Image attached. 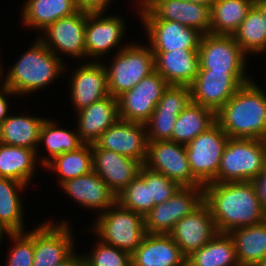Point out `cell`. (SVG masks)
Returning <instances> with one entry per match:
<instances>
[{
    "instance_id": "40",
    "label": "cell",
    "mask_w": 266,
    "mask_h": 266,
    "mask_svg": "<svg viewBox=\"0 0 266 266\" xmlns=\"http://www.w3.org/2000/svg\"><path fill=\"white\" fill-rule=\"evenodd\" d=\"M12 239L6 266H32L34 257V229L30 232L8 233Z\"/></svg>"
},
{
    "instance_id": "44",
    "label": "cell",
    "mask_w": 266,
    "mask_h": 266,
    "mask_svg": "<svg viewBox=\"0 0 266 266\" xmlns=\"http://www.w3.org/2000/svg\"><path fill=\"white\" fill-rule=\"evenodd\" d=\"M17 96L10 88L6 87V78L0 86V126L2 122L9 116L8 101L6 96Z\"/></svg>"
},
{
    "instance_id": "42",
    "label": "cell",
    "mask_w": 266,
    "mask_h": 266,
    "mask_svg": "<svg viewBox=\"0 0 266 266\" xmlns=\"http://www.w3.org/2000/svg\"><path fill=\"white\" fill-rule=\"evenodd\" d=\"M76 7L85 12H106L112 0H74Z\"/></svg>"
},
{
    "instance_id": "16",
    "label": "cell",
    "mask_w": 266,
    "mask_h": 266,
    "mask_svg": "<svg viewBox=\"0 0 266 266\" xmlns=\"http://www.w3.org/2000/svg\"><path fill=\"white\" fill-rule=\"evenodd\" d=\"M190 102L189 86L169 85L164 90L150 119L145 123L148 141H171L177 117Z\"/></svg>"
},
{
    "instance_id": "31",
    "label": "cell",
    "mask_w": 266,
    "mask_h": 266,
    "mask_svg": "<svg viewBox=\"0 0 266 266\" xmlns=\"http://www.w3.org/2000/svg\"><path fill=\"white\" fill-rule=\"evenodd\" d=\"M216 123V113L202 105L190 102L174 124L171 141L187 145L200 133Z\"/></svg>"
},
{
    "instance_id": "28",
    "label": "cell",
    "mask_w": 266,
    "mask_h": 266,
    "mask_svg": "<svg viewBox=\"0 0 266 266\" xmlns=\"http://www.w3.org/2000/svg\"><path fill=\"white\" fill-rule=\"evenodd\" d=\"M46 118L9 115L0 126V142L37 151L40 131Z\"/></svg>"
},
{
    "instance_id": "45",
    "label": "cell",
    "mask_w": 266,
    "mask_h": 266,
    "mask_svg": "<svg viewBox=\"0 0 266 266\" xmlns=\"http://www.w3.org/2000/svg\"><path fill=\"white\" fill-rule=\"evenodd\" d=\"M55 266H84V256L75 254V250H73L65 259Z\"/></svg>"
},
{
    "instance_id": "34",
    "label": "cell",
    "mask_w": 266,
    "mask_h": 266,
    "mask_svg": "<svg viewBox=\"0 0 266 266\" xmlns=\"http://www.w3.org/2000/svg\"><path fill=\"white\" fill-rule=\"evenodd\" d=\"M26 187L15 179L0 177V225L9 233L25 232L19 192Z\"/></svg>"
},
{
    "instance_id": "4",
    "label": "cell",
    "mask_w": 266,
    "mask_h": 266,
    "mask_svg": "<svg viewBox=\"0 0 266 266\" xmlns=\"http://www.w3.org/2000/svg\"><path fill=\"white\" fill-rule=\"evenodd\" d=\"M266 165V140L229 138L213 182L253 181Z\"/></svg>"
},
{
    "instance_id": "14",
    "label": "cell",
    "mask_w": 266,
    "mask_h": 266,
    "mask_svg": "<svg viewBox=\"0 0 266 266\" xmlns=\"http://www.w3.org/2000/svg\"><path fill=\"white\" fill-rule=\"evenodd\" d=\"M86 19L87 12L78 10L76 13L62 17L50 24L42 31V35L45 36L39 38L56 56H59L60 51L61 54H70L74 58H86Z\"/></svg>"
},
{
    "instance_id": "13",
    "label": "cell",
    "mask_w": 266,
    "mask_h": 266,
    "mask_svg": "<svg viewBox=\"0 0 266 266\" xmlns=\"http://www.w3.org/2000/svg\"><path fill=\"white\" fill-rule=\"evenodd\" d=\"M199 71L246 72L247 54L234 36L202 35L199 48Z\"/></svg>"
},
{
    "instance_id": "49",
    "label": "cell",
    "mask_w": 266,
    "mask_h": 266,
    "mask_svg": "<svg viewBox=\"0 0 266 266\" xmlns=\"http://www.w3.org/2000/svg\"><path fill=\"white\" fill-rule=\"evenodd\" d=\"M252 266H266V259H264V260L261 261V262H258V263H256V264H254V265H252Z\"/></svg>"
},
{
    "instance_id": "46",
    "label": "cell",
    "mask_w": 266,
    "mask_h": 266,
    "mask_svg": "<svg viewBox=\"0 0 266 266\" xmlns=\"http://www.w3.org/2000/svg\"><path fill=\"white\" fill-rule=\"evenodd\" d=\"M254 6L261 12L266 24V0H256Z\"/></svg>"
},
{
    "instance_id": "5",
    "label": "cell",
    "mask_w": 266,
    "mask_h": 266,
    "mask_svg": "<svg viewBox=\"0 0 266 266\" xmlns=\"http://www.w3.org/2000/svg\"><path fill=\"white\" fill-rule=\"evenodd\" d=\"M93 229L102 242L132 254L146 235L144 216L118 202L98 213Z\"/></svg>"
},
{
    "instance_id": "23",
    "label": "cell",
    "mask_w": 266,
    "mask_h": 266,
    "mask_svg": "<svg viewBox=\"0 0 266 266\" xmlns=\"http://www.w3.org/2000/svg\"><path fill=\"white\" fill-rule=\"evenodd\" d=\"M60 188L85 208L105 212L117 202V197L109 186L92 171L88 174L66 180Z\"/></svg>"
},
{
    "instance_id": "51",
    "label": "cell",
    "mask_w": 266,
    "mask_h": 266,
    "mask_svg": "<svg viewBox=\"0 0 266 266\" xmlns=\"http://www.w3.org/2000/svg\"><path fill=\"white\" fill-rule=\"evenodd\" d=\"M0 63H1V62H0ZM1 70H2V65L0 64V80H1V77L3 76Z\"/></svg>"
},
{
    "instance_id": "41",
    "label": "cell",
    "mask_w": 266,
    "mask_h": 266,
    "mask_svg": "<svg viewBox=\"0 0 266 266\" xmlns=\"http://www.w3.org/2000/svg\"><path fill=\"white\" fill-rule=\"evenodd\" d=\"M138 175L149 185L150 201H154V205L165 202L181 187L177 182L145 166L140 168Z\"/></svg>"
},
{
    "instance_id": "8",
    "label": "cell",
    "mask_w": 266,
    "mask_h": 266,
    "mask_svg": "<svg viewBox=\"0 0 266 266\" xmlns=\"http://www.w3.org/2000/svg\"><path fill=\"white\" fill-rule=\"evenodd\" d=\"M250 79L246 72L199 71L189 85L191 102L216 113Z\"/></svg>"
},
{
    "instance_id": "11",
    "label": "cell",
    "mask_w": 266,
    "mask_h": 266,
    "mask_svg": "<svg viewBox=\"0 0 266 266\" xmlns=\"http://www.w3.org/2000/svg\"><path fill=\"white\" fill-rule=\"evenodd\" d=\"M168 86L155 70L145 76L136 86L117 97L119 119L145 124Z\"/></svg>"
},
{
    "instance_id": "36",
    "label": "cell",
    "mask_w": 266,
    "mask_h": 266,
    "mask_svg": "<svg viewBox=\"0 0 266 266\" xmlns=\"http://www.w3.org/2000/svg\"><path fill=\"white\" fill-rule=\"evenodd\" d=\"M57 127L56 122L51 119H45L41 127L39 143L43 144L44 142L49 153V156L46 155L39 160L43 166L55 156L76 150L84 144L77 131H68Z\"/></svg>"
},
{
    "instance_id": "25",
    "label": "cell",
    "mask_w": 266,
    "mask_h": 266,
    "mask_svg": "<svg viewBox=\"0 0 266 266\" xmlns=\"http://www.w3.org/2000/svg\"><path fill=\"white\" fill-rule=\"evenodd\" d=\"M185 261L169 234H146L131 254L132 266H179Z\"/></svg>"
},
{
    "instance_id": "39",
    "label": "cell",
    "mask_w": 266,
    "mask_h": 266,
    "mask_svg": "<svg viewBox=\"0 0 266 266\" xmlns=\"http://www.w3.org/2000/svg\"><path fill=\"white\" fill-rule=\"evenodd\" d=\"M84 266H132L131 254L108 245L101 240L96 243L91 254H83Z\"/></svg>"
},
{
    "instance_id": "10",
    "label": "cell",
    "mask_w": 266,
    "mask_h": 266,
    "mask_svg": "<svg viewBox=\"0 0 266 266\" xmlns=\"http://www.w3.org/2000/svg\"><path fill=\"white\" fill-rule=\"evenodd\" d=\"M203 203V186L180 187L165 202L155 205L144 217L146 234H169L176 223Z\"/></svg>"
},
{
    "instance_id": "18",
    "label": "cell",
    "mask_w": 266,
    "mask_h": 266,
    "mask_svg": "<svg viewBox=\"0 0 266 266\" xmlns=\"http://www.w3.org/2000/svg\"><path fill=\"white\" fill-rule=\"evenodd\" d=\"M217 233L215 221L203 202L191 214L178 221L169 235L180 247L181 253L188 257L206 245Z\"/></svg>"
},
{
    "instance_id": "30",
    "label": "cell",
    "mask_w": 266,
    "mask_h": 266,
    "mask_svg": "<svg viewBox=\"0 0 266 266\" xmlns=\"http://www.w3.org/2000/svg\"><path fill=\"white\" fill-rule=\"evenodd\" d=\"M229 235L233 238L240 266H252L266 259V220L234 229Z\"/></svg>"
},
{
    "instance_id": "32",
    "label": "cell",
    "mask_w": 266,
    "mask_h": 266,
    "mask_svg": "<svg viewBox=\"0 0 266 266\" xmlns=\"http://www.w3.org/2000/svg\"><path fill=\"white\" fill-rule=\"evenodd\" d=\"M254 3V0H216L211 7L210 34L233 36Z\"/></svg>"
},
{
    "instance_id": "33",
    "label": "cell",
    "mask_w": 266,
    "mask_h": 266,
    "mask_svg": "<svg viewBox=\"0 0 266 266\" xmlns=\"http://www.w3.org/2000/svg\"><path fill=\"white\" fill-rule=\"evenodd\" d=\"M188 266H240L233 238L217 233L206 245L186 257Z\"/></svg>"
},
{
    "instance_id": "29",
    "label": "cell",
    "mask_w": 266,
    "mask_h": 266,
    "mask_svg": "<svg viewBox=\"0 0 266 266\" xmlns=\"http://www.w3.org/2000/svg\"><path fill=\"white\" fill-rule=\"evenodd\" d=\"M38 152L0 142V177L15 179L25 185L30 184L36 171Z\"/></svg>"
},
{
    "instance_id": "47",
    "label": "cell",
    "mask_w": 266,
    "mask_h": 266,
    "mask_svg": "<svg viewBox=\"0 0 266 266\" xmlns=\"http://www.w3.org/2000/svg\"><path fill=\"white\" fill-rule=\"evenodd\" d=\"M184 1L193 2V3H198V4L207 5V6L212 7V6H213V3H214L216 0H184Z\"/></svg>"
},
{
    "instance_id": "50",
    "label": "cell",
    "mask_w": 266,
    "mask_h": 266,
    "mask_svg": "<svg viewBox=\"0 0 266 266\" xmlns=\"http://www.w3.org/2000/svg\"><path fill=\"white\" fill-rule=\"evenodd\" d=\"M139 2V8L144 6L149 0H137Z\"/></svg>"
},
{
    "instance_id": "26",
    "label": "cell",
    "mask_w": 266,
    "mask_h": 266,
    "mask_svg": "<svg viewBox=\"0 0 266 266\" xmlns=\"http://www.w3.org/2000/svg\"><path fill=\"white\" fill-rule=\"evenodd\" d=\"M77 132L86 144L95 141L119 119L117 98L109 95L77 112Z\"/></svg>"
},
{
    "instance_id": "27",
    "label": "cell",
    "mask_w": 266,
    "mask_h": 266,
    "mask_svg": "<svg viewBox=\"0 0 266 266\" xmlns=\"http://www.w3.org/2000/svg\"><path fill=\"white\" fill-rule=\"evenodd\" d=\"M21 10L22 23L39 32L58 19L78 11L74 0H26Z\"/></svg>"
},
{
    "instance_id": "48",
    "label": "cell",
    "mask_w": 266,
    "mask_h": 266,
    "mask_svg": "<svg viewBox=\"0 0 266 266\" xmlns=\"http://www.w3.org/2000/svg\"><path fill=\"white\" fill-rule=\"evenodd\" d=\"M4 233L8 235L9 232L3 226L0 225V243H1L2 238L4 237L3 235Z\"/></svg>"
},
{
    "instance_id": "9",
    "label": "cell",
    "mask_w": 266,
    "mask_h": 266,
    "mask_svg": "<svg viewBox=\"0 0 266 266\" xmlns=\"http://www.w3.org/2000/svg\"><path fill=\"white\" fill-rule=\"evenodd\" d=\"M143 166L165 175L181 187L203 186L192 175L186 147L183 144L170 140L148 141L147 157Z\"/></svg>"
},
{
    "instance_id": "52",
    "label": "cell",
    "mask_w": 266,
    "mask_h": 266,
    "mask_svg": "<svg viewBox=\"0 0 266 266\" xmlns=\"http://www.w3.org/2000/svg\"><path fill=\"white\" fill-rule=\"evenodd\" d=\"M179 266H188L187 262L185 261L182 265Z\"/></svg>"
},
{
    "instance_id": "20",
    "label": "cell",
    "mask_w": 266,
    "mask_h": 266,
    "mask_svg": "<svg viewBox=\"0 0 266 266\" xmlns=\"http://www.w3.org/2000/svg\"><path fill=\"white\" fill-rule=\"evenodd\" d=\"M152 52L198 50L202 34L176 21L141 20Z\"/></svg>"
},
{
    "instance_id": "24",
    "label": "cell",
    "mask_w": 266,
    "mask_h": 266,
    "mask_svg": "<svg viewBox=\"0 0 266 266\" xmlns=\"http://www.w3.org/2000/svg\"><path fill=\"white\" fill-rule=\"evenodd\" d=\"M155 71L169 85H187L197 77L200 69L198 50L181 49L169 52H153Z\"/></svg>"
},
{
    "instance_id": "3",
    "label": "cell",
    "mask_w": 266,
    "mask_h": 266,
    "mask_svg": "<svg viewBox=\"0 0 266 266\" xmlns=\"http://www.w3.org/2000/svg\"><path fill=\"white\" fill-rule=\"evenodd\" d=\"M8 70L6 87L16 95H28L51 84L65 70L62 58L49 50L40 38Z\"/></svg>"
},
{
    "instance_id": "7",
    "label": "cell",
    "mask_w": 266,
    "mask_h": 266,
    "mask_svg": "<svg viewBox=\"0 0 266 266\" xmlns=\"http://www.w3.org/2000/svg\"><path fill=\"white\" fill-rule=\"evenodd\" d=\"M228 139V135L215 123L185 145L192 175L203 186L216 179Z\"/></svg>"
},
{
    "instance_id": "1",
    "label": "cell",
    "mask_w": 266,
    "mask_h": 266,
    "mask_svg": "<svg viewBox=\"0 0 266 266\" xmlns=\"http://www.w3.org/2000/svg\"><path fill=\"white\" fill-rule=\"evenodd\" d=\"M203 202L210 210L218 233H229L266 220L252 181L206 184Z\"/></svg>"
},
{
    "instance_id": "35",
    "label": "cell",
    "mask_w": 266,
    "mask_h": 266,
    "mask_svg": "<svg viewBox=\"0 0 266 266\" xmlns=\"http://www.w3.org/2000/svg\"><path fill=\"white\" fill-rule=\"evenodd\" d=\"M57 172L59 184L93 171L92 144L84 143L80 148L55 156L45 166Z\"/></svg>"
},
{
    "instance_id": "21",
    "label": "cell",
    "mask_w": 266,
    "mask_h": 266,
    "mask_svg": "<svg viewBox=\"0 0 266 266\" xmlns=\"http://www.w3.org/2000/svg\"><path fill=\"white\" fill-rule=\"evenodd\" d=\"M105 12H87L85 49L88 58H101L120 45L125 23L119 16H105Z\"/></svg>"
},
{
    "instance_id": "12",
    "label": "cell",
    "mask_w": 266,
    "mask_h": 266,
    "mask_svg": "<svg viewBox=\"0 0 266 266\" xmlns=\"http://www.w3.org/2000/svg\"><path fill=\"white\" fill-rule=\"evenodd\" d=\"M139 13L140 20L176 21L202 35L210 33L211 7L207 5L184 0H149Z\"/></svg>"
},
{
    "instance_id": "15",
    "label": "cell",
    "mask_w": 266,
    "mask_h": 266,
    "mask_svg": "<svg viewBox=\"0 0 266 266\" xmlns=\"http://www.w3.org/2000/svg\"><path fill=\"white\" fill-rule=\"evenodd\" d=\"M94 145L145 163L148 149L146 125L118 119L95 141Z\"/></svg>"
},
{
    "instance_id": "2",
    "label": "cell",
    "mask_w": 266,
    "mask_h": 266,
    "mask_svg": "<svg viewBox=\"0 0 266 266\" xmlns=\"http://www.w3.org/2000/svg\"><path fill=\"white\" fill-rule=\"evenodd\" d=\"M229 138L266 140V92L254 81L243 84L216 112Z\"/></svg>"
},
{
    "instance_id": "43",
    "label": "cell",
    "mask_w": 266,
    "mask_h": 266,
    "mask_svg": "<svg viewBox=\"0 0 266 266\" xmlns=\"http://www.w3.org/2000/svg\"><path fill=\"white\" fill-rule=\"evenodd\" d=\"M252 182L256 188L261 207L266 213V165Z\"/></svg>"
},
{
    "instance_id": "17",
    "label": "cell",
    "mask_w": 266,
    "mask_h": 266,
    "mask_svg": "<svg viewBox=\"0 0 266 266\" xmlns=\"http://www.w3.org/2000/svg\"><path fill=\"white\" fill-rule=\"evenodd\" d=\"M66 221H50L34 228V257L32 266H55L74 250L72 228Z\"/></svg>"
},
{
    "instance_id": "38",
    "label": "cell",
    "mask_w": 266,
    "mask_h": 266,
    "mask_svg": "<svg viewBox=\"0 0 266 266\" xmlns=\"http://www.w3.org/2000/svg\"><path fill=\"white\" fill-rule=\"evenodd\" d=\"M117 202L144 217L155 206L154 201H150L149 185L139 175L117 196Z\"/></svg>"
},
{
    "instance_id": "22",
    "label": "cell",
    "mask_w": 266,
    "mask_h": 266,
    "mask_svg": "<svg viewBox=\"0 0 266 266\" xmlns=\"http://www.w3.org/2000/svg\"><path fill=\"white\" fill-rule=\"evenodd\" d=\"M93 171L109 186L117 197L139 174V161L117 152L100 149L92 144Z\"/></svg>"
},
{
    "instance_id": "19",
    "label": "cell",
    "mask_w": 266,
    "mask_h": 266,
    "mask_svg": "<svg viewBox=\"0 0 266 266\" xmlns=\"http://www.w3.org/2000/svg\"><path fill=\"white\" fill-rule=\"evenodd\" d=\"M96 61H86L70 77V94L75 112L110 95L105 65Z\"/></svg>"
},
{
    "instance_id": "6",
    "label": "cell",
    "mask_w": 266,
    "mask_h": 266,
    "mask_svg": "<svg viewBox=\"0 0 266 266\" xmlns=\"http://www.w3.org/2000/svg\"><path fill=\"white\" fill-rule=\"evenodd\" d=\"M111 65H105L109 94L115 98L136 86L155 70L149 45L132 43L119 47Z\"/></svg>"
},
{
    "instance_id": "37",
    "label": "cell",
    "mask_w": 266,
    "mask_h": 266,
    "mask_svg": "<svg viewBox=\"0 0 266 266\" xmlns=\"http://www.w3.org/2000/svg\"><path fill=\"white\" fill-rule=\"evenodd\" d=\"M233 36L247 55L266 51V24L261 12L255 6L248 12Z\"/></svg>"
}]
</instances>
